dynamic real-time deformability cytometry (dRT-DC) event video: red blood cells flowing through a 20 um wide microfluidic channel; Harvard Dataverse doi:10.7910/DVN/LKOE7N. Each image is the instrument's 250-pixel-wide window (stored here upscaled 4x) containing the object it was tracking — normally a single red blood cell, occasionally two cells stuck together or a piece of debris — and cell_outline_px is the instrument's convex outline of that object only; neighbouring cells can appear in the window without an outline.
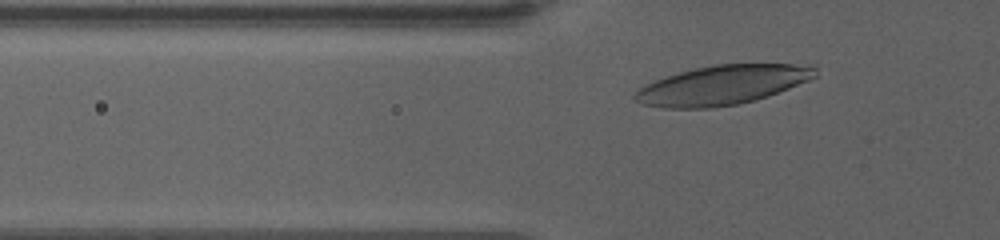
{"species": "human", "species_latin": "Homo sapiens", "temperature_condition": "warm", "stored_images_in_passage": 30, "camera_frame_rate_fps": 3000, "um_per_image_px": 0.085, "donor": {"sex": "female"}, "frame": {"image": 1, "passage_image": 6, "time_ms": 2.333, "image_size_px": [1000, 240], "cell_outline_px": [[816, 76], [808, 80], [768, 96], [756, 100], [740, 104], [712, 108], [660, 108], [640, 104], [632, 96], [644, 84], [680, 72], [712, 64], [792, 64], [816, 68]], "centroid_in_image_um": [61.34, 7.25], "position_along_channel_um": 64.5, "area_um2": 41.1}}
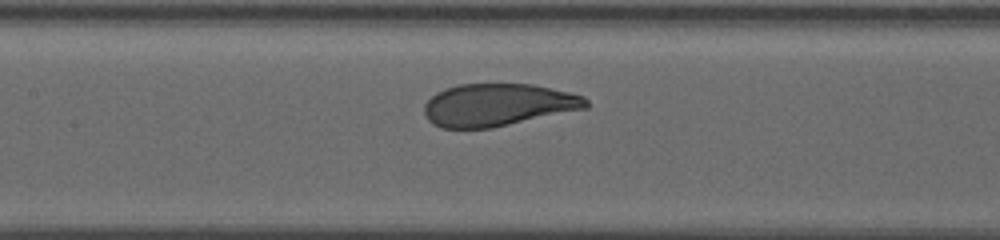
{"frame": {"image": 2, "passage_image": 13, "time_ms": 5.667, "image_size_px": [1000, 240], "cell_outline_px": [[588, 108], [492, 128], [440, 128], [432, 124], [424, 116], [424, 104], [436, 92], [444, 88], [460, 84], [532, 84], [568, 92], [584, 96], [588, 100]], "centroid_in_image_um": [42.29, 8.92], "position_along_channel_um": 165.1, "area_um2": 40.23}}
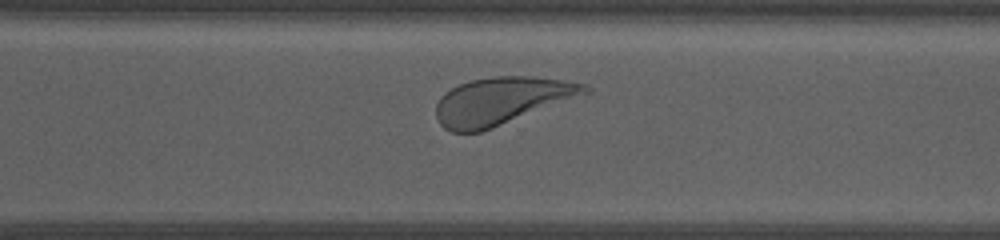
{"frame": {"image": 3, "passage_image": 25, "time_ms": 10.667, "image_size_px": [1000, 240], "cell_outline_px": [[592, 92], [480, 132], [452, 132], [444, 128], [440, 124], [436, 116], [436, 104], [440, 96], [444, 92], [460, 84], [472, 80], [492, 76], [532, 76], [564, 80], [588, 84], [592, 88]], "centroid_in_image_um": [42.65, 8.56], "position_along_channel_um": 328.0, "area_um2": 41.1}, "authors_computed_cell_mechanics": {"area_um2": 41.1247, "velocity_mm_per_s": 3.2624, "shape_relaxation_time_tau1_ms": 2.2284, "shape_relaxation_time_tau2_ms": 0.9711, "deformation_change_tau1": 0.1428, "deformation_change_tau2": 0.073}}